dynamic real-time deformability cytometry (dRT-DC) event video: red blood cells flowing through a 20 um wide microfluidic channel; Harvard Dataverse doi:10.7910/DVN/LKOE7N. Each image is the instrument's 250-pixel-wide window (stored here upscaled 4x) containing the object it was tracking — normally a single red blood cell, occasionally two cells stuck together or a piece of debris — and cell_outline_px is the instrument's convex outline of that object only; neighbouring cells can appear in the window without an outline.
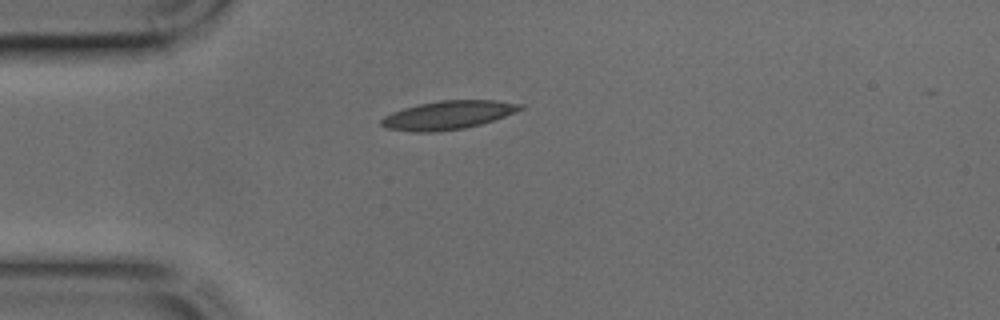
{"species": "common noctule bat (a hibernating species)", "species_latin": "Nyctalus noctula", "temperature_condition": "cold", "stored_images_in_passage": 25, "camera_frame_rate_fps": 3000, "um_per_image_px": 0.085, "animal": {"sex": "male", "body_mass_g": 17.9, "forearm_length_mm": 54.2}, "frame": {"image": 1, "passage_image": 1, "time_ms": 0.0, "image_size_px": [1000, 320], "cell_outline_px": [[524, 108], [504, 116], [480, 124], [464, 128], [436, 132], [412, 132], [384, 128], [380, 124], [380, 120], [384, 116], [392, 112], [404, 108], [420, 104], [440, 100], [496, 100], [524, 104]], "centroid_in_image_um": [38.05, 9.78], "position_along_channel_um": 47.0, "area_um2": 23.06}}
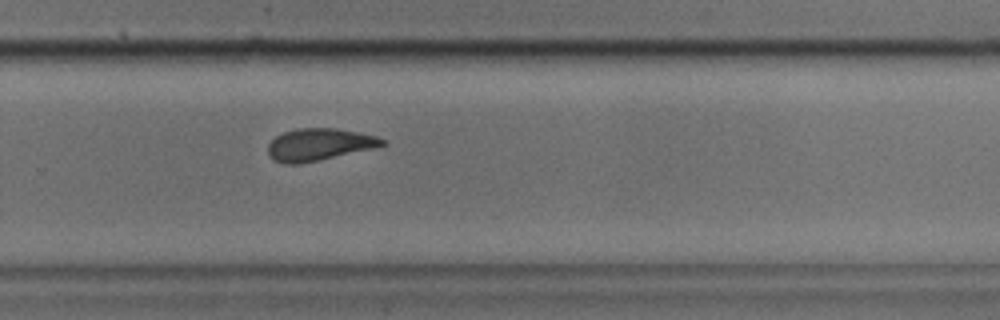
{"frame": {"image": 2, "passage_image": 19, "time_ms": 6.0, "image_size_px": [1000, 320], "cell_outline_px": [[388, 144], [376, 148], [300, 164], [284, 164], [268, 156], [268, 144], [276, 136], [284, 132], [296, 128], [336, 128], [376, 136], [384, 140]], "centroid_in_image_um": [27.13, 12.29], "position_along_channel_um": 302.7, "area_um2": 21.44}}
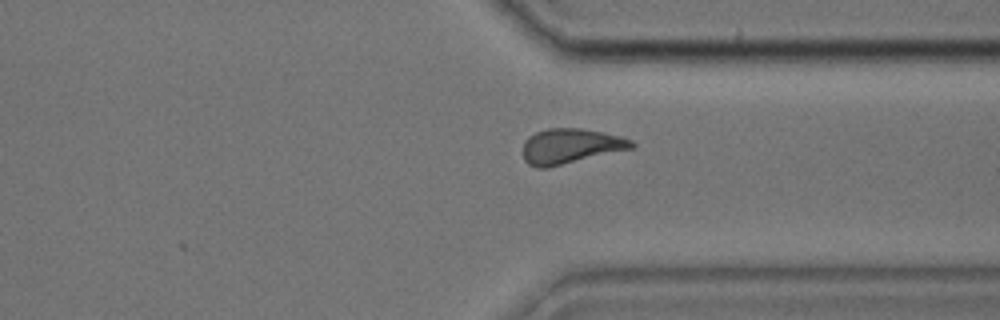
{"frame": {"image": 3, "passage_image": 23, "time_ms": 7.333, "image_size_px": [1000, 320], "cell_outline_px": [[636, 144], [632, 148], [548, 168], [536, 168], [528, 164], [524, 160], [524, 140], [528, 136], [536, 132], [548, 128], [580, 128], [620, 136], [632, 140]], "centroid_in_image_um": [48.46, 12.43], "position_along_channel_um": 362.9, "area_um2": 22.14}}